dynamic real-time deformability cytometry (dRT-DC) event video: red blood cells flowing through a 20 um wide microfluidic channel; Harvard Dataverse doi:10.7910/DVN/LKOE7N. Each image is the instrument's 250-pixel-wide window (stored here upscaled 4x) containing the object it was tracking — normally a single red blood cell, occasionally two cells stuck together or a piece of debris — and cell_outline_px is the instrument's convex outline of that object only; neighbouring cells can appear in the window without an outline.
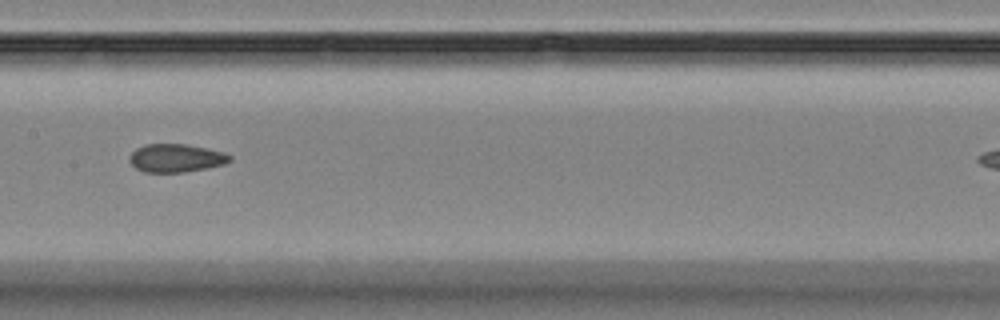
{"species": "Egyptian fruit bat (a non-hibernating species)", "species_latin": "Rousettus aegyptiacus", "temperature_condition": "room temperature", "stored_images_in_passage": 12, "camera_frame_rate_fps": 3000, "um_per_image_px": 0.085, "animal": {"sex": "female"}, "frame": {"image": 1, "passage_image": 6, "time_ms": 7.0, "image_size_px": [1000, 320], "cell_outline_px": [[232, 160], [224, 164], [184, 172], [144, 172], [136, 168], [128, 160], [128, 156], [136, 148], [144, 144], [184, 144], [208, 148], [224, 152], [232, 156]], "centroid_in_image_um": [14.94, 13.42], "position_along_channel_um": 192.5, "area_um2": 16.53}}
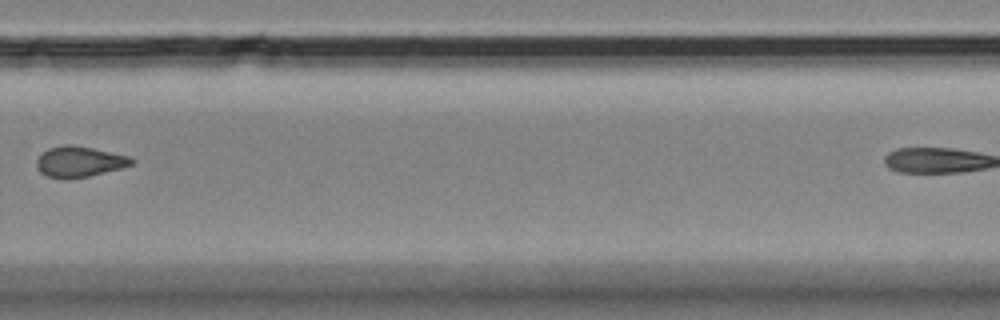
{"frame": {"image": 2, "passage_image": 9, "time_ms": 10.667, "image_size_px": [1000, 320], "cell_outline_px": [[136, 160], [132, 164], [120, 168], [88, 176], [68, 180], [64, 180], [48, 176], [40, 172], [36, 164], [36, 160], [48, 148], [64, 144], [72, 144], [92, 148], [128, 156]], "centroid_in_image_um": [6.72, 13.75], "position_along_channel_um": 323.1, "area_um2": 16.94}}
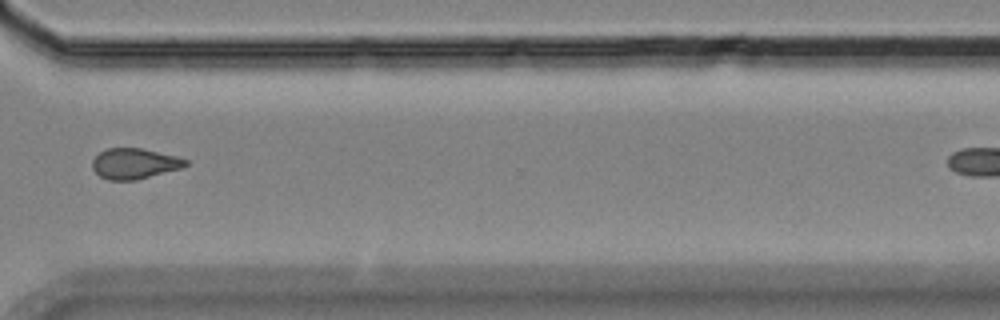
{"frame": {"image": 3, "passage_image": 10, "time_ms": 11.667, "image_size_px": [1000, 320], "cell_outline_px": [[188, 164], [184, 168], [136, 180], [108, 180], [100, 176], [92, 168], [92, 160], [100, 152], [108, 148], [140, 148], [176, 156], [188, 160]], "centroid_in_image_um": [11.45, 13.91], "position_along_channel_um": 359.2, "area_um2": 16.65}, "authors_computed_cell_mechanics": {"area_um2": 16.9643, "velocity_mm_per_s": 3.5848, "shape_relaxation_time_tau1_ms": null, "shape_relaxation_time_tau2_ms": 2.603, "deformation_change_tau1": null, "deformation_change_tau2": 0.0425}}